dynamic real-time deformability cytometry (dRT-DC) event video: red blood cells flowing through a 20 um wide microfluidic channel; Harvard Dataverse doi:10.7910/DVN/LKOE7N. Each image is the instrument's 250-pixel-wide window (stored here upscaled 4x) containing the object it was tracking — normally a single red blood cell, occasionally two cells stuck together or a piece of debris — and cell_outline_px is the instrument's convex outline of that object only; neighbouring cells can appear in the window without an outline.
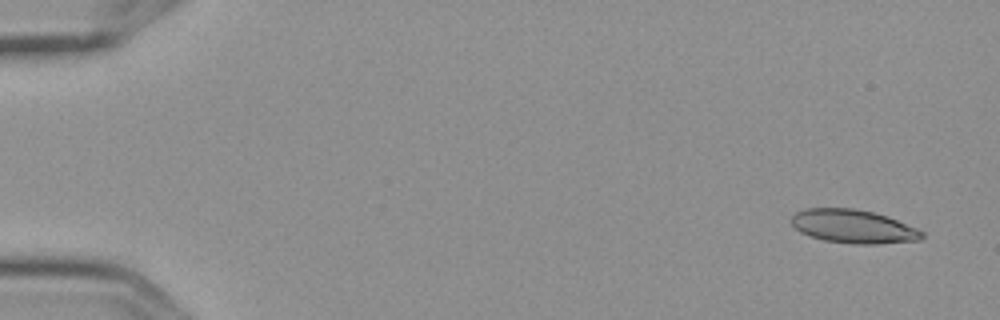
{"species": "Egyptian fruit bat (a non-hibernating species)", "species_latin": "Rousettus aegyptiacus", "temperature_condition": "cold", "stored_images_in_passage": 9, "camera_frame_rate_fps": 3000, "um_per_image_px": 0.085, "frame": {"image": 1, "passage_image": 1, "time_ms": 0.0, "image_size_px": [1000, 320], "cell_outline_px": [[924, 236], [920, 240], [880, 244], [856, 244], [824, 240], [800, 232], [792, 224], [792, 216], [796, 212], [804, 208], [852, 208], [872, 212], [888, 216], [916, 228], [924, 232]], "centroid_in_image_um": [72.55, 19.25], "position_along_channel_um": 12.4, "area_um2": 25.43}}
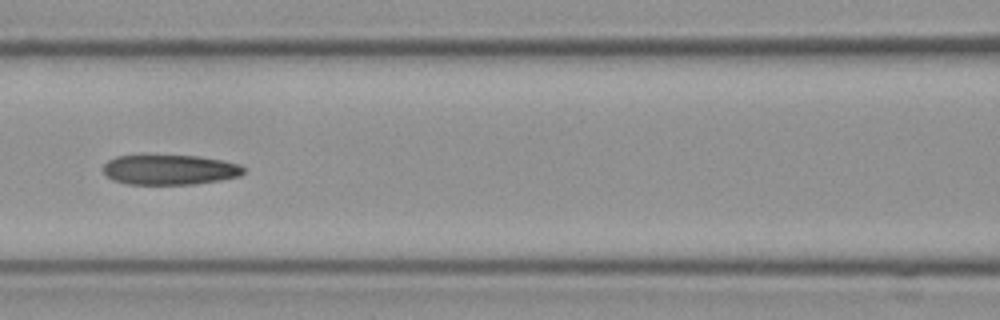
{"frame": {"image": 2, "passage_image": 7, "time_ms": 2.0, "image_size_px": [1000, 320], "cell_outline_px": [[244, 172], [240, 176], [220, 180], [196, 184], [124, 184], [112, 180], [104, 172], [104, 164], [108, 160], [116, 156], [196, 156], [220, 160], [240, 164], [244, 168]], "centroid_in_image_um": [14.43, 14.44], "position_along_channel_um": 152.2, "area_um2": 24.39}}
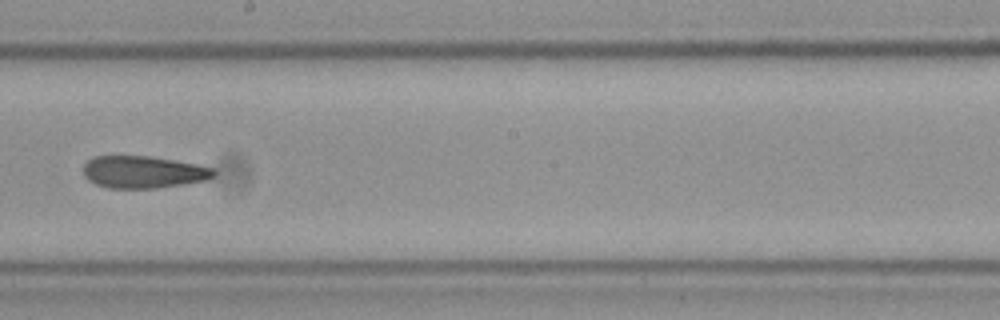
{"frame": {"image": 3, "passage_image": 9, "time_ms": 2.667, "image_size_px": [1000, 320], "cell_outline_px": [[216, 176], [208, 180], [184, 184], [156, 188], [108, 188], [96, 184], [88, 180], [84, 176], [84, 164], [92, 156], [152, 156], [196, 164], [212, 168], [216, 172]], "centroid_in_image_um": [12.19, 14.62], "position_along_channel_um": 236.0, "area_um2": 24.62}}